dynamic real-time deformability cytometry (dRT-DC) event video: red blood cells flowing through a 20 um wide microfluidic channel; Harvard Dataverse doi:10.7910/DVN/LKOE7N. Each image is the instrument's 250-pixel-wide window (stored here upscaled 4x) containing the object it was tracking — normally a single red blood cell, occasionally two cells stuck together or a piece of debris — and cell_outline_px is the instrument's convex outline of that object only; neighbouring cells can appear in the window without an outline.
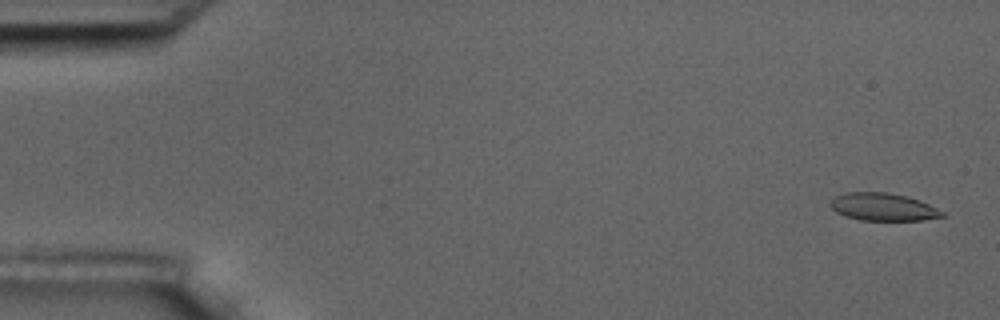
{"species": "common noctule bat (a hibernating species)", "species_latin": "Nyctalus noctula", "temperature_condition": "room temperature", "stored_images_in_passage": 4, "camera_frame_rate_fps": 3000, "um_per_image_px": 0.085, "animal": {"sex": "male", "body_mass_g": 17.5, "forearm_length_mm": 52.3}, "frame": {"image": 1, "passage_image": 1, "time_ms": 0.0, "image_size_px": [1000, 320], "cell_outline_px": [[944, 216], [924, 220], [860, 220], [844, 216], [836, 212], [828, 204], [836, 196], [844, 192], [888, 192], [908, 196], [920, 200], [944, 212]], "centroid_in_image_um": [75.04, 17.58], "position_along_channel_um": 10.0, "area_um2": 18.09}}